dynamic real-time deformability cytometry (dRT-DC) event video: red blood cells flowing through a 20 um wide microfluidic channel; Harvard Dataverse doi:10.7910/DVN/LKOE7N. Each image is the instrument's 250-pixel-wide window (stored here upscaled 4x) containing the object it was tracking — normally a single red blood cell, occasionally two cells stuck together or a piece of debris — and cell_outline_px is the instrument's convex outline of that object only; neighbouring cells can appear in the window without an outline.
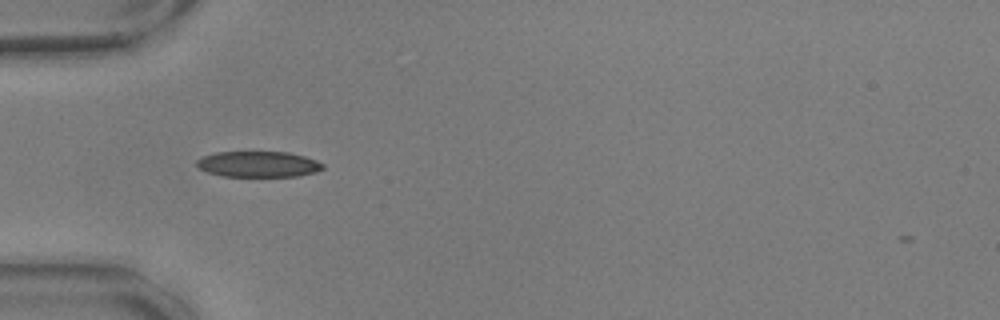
{"species": "common noctule bat (a hibernating species)", "species_latin": "Nyctalus noctula", "temperature_condition": "warm", "stored_images_in_passage": 39, "camera_frame_rate_fps": 3000, "um_per_image_px": 0.085, "animal": {"sex": "male", "body_mass_g": 17.9, "forearm_length_mm": 54.2}, "frame": {"image": 1, "passage_image": 1, "time_ms": 0.0, "image_size_px": [1000, 320], "cell_outline_px": [[324, 168], [316, 172], [300, 176], [224, 176], [208, 172], [200, 168], [196, 164], [196, 160], [204, 156], [216, 152], [288, 152], [304, 156], [316, 160], [324, 164]], "centroid_in_image_um": [21.99, 13.95], "position_along_channel_um": 63.0, "area_um2": 18.9}}
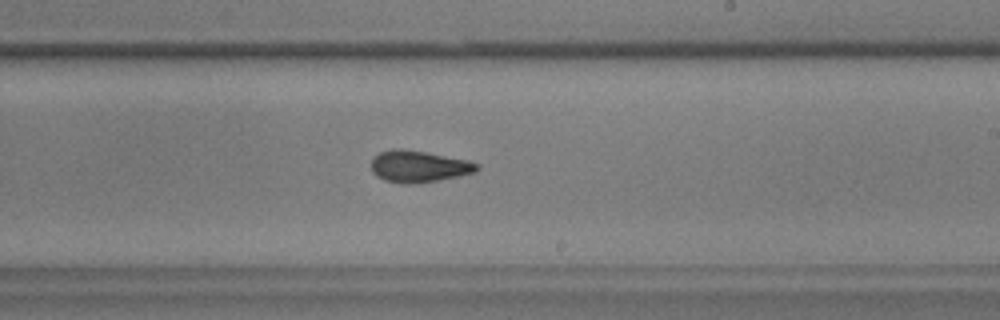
{"frame": {"image": 2, "passage_image": 17, "time_ms": 5.333, "image_size_px": [1000, 320], "cell_outline_px": [[480, 168], [476, 172], [416, 184], [404, 184], [384, 180], [376, 176], [372, 172], [372, 160], [380, 152], [392, 148], [400, 148], [424, 152], [468, 160], [480, 164]], "centroid_in_image_um": [35.59, 14.15], "position_along_channel_um": 253.4, "area_um2": 19.42}}
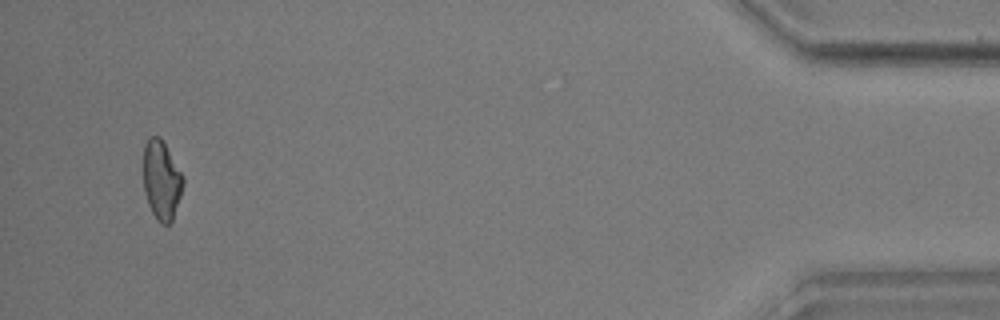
{"frame": {"image": 3, "passage_image": 37, "time_ms": 12.0, "image_size_px": [1000, 320], "cell_outline_px": [[184, 184], [172, 220], [168, 224], [160, 224], [156, 220], [148, 204], [144, 192], [144, 144], [148, 136], [160, 136], [184, 176]], "centroid_in_image_um": [13.72, 15.3], "position_along_channel_um": 421.5, "area_um2": 18.38}, "authors_computed_cell_mechanics": {"area_um2": 19.074, "velocity_mm_per_s": 3.599, "shape_relaxation_time_tau1_ms": 5.0928, "shape_relaxation_time_tau2_ms": 2.3255, "deformation_change_tau1": 0.1369, "deformation_change_tau2": 0.0881}}